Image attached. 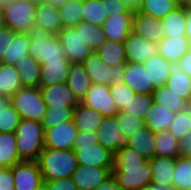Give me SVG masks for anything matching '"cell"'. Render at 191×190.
Returning a JSON list of instances; mask_svg holds the SVG:
<instances>
[{"instance_id":"1","label":"cell","mask_w":191,"mask_h":190,"mask_svg":"<svg viewBox=\"0 0 191 190\" xmlns=\"http://www.w3.org/2000/svg\"><path fill=\"white\" fill-rule=\"evenodd\" d=\"M112 175L121 190H141L151 184L150 161L130 146L120 148L114 154Z\"/></svg>"},{"instance_id":"2","label":"cell","mask_w":191,"mask_h":190,"mask_svg":"<svg viewBox=\"0 0 191 190\" xmlns=\"http://www.w3.org/2000/svg\"><path fill=\"white\" fill-rule=\"evenodd\" d=\"M36 162L43 181L71 177L79 165L73 149L44 148Z\"/></svg>"},{"instance_id":"3","label":"cell","mask_w":191,"mask_h":190,"mask_svg":"<svg viewBox=\"0 0 191 190\" xmlns=\"http://www.w3.org/2000/svg\"><path fill=\"white\" fill-rule=\"evenodd\" d=\"M14 133L20 159L36 161L44 149L45 128L41 122L21 119Z\"/></svg>"},{"instance_id":"4","label":"cell","mask_w":191,"mask_h":190,"mask_svg":"<svg viewBox=\"0 0 191 190\" xmlns=\"http://www.w3.org/2000/svg\"><path fill=\"white\" fill-rule=\"evenodd\" d=\"M10 100L21 119L42 121L47 106L40 87H22L10 97Z\"/></svg>"},{"instance_id":"5","label":"cell","mask_w":191,"mask_h":190,"mask_svg":"<svg viewBox=\"0 0 191 190\" xmlns=\"http://www.w3.org/2000/svg\"><path fill=\"white\" fill-rule=\"evenodd\" d=\"M29 55L34 57L41 66L45 63H70L58 36L50 34L31 33Z\"/></svg>"},{"instance_id":"6","label":"cell","mask_w":191,"mask_h":190,"mask_svg":"<svg viewBox=\"0 0 191 190\" xmlns=\"http://www.w3.org/2000/svg\"><path fill=\"white\" fill-rule=\"evenodd\" d=\"M36 3L15 0L3 9L6 26L17 33H33Z\"/></svg>"},{"instance_id":"7","label":"cell","mask_w":191,"mask_h":190,"mask_svg":"<svg viewBox=\"0 0 191 190\" xmlns=\"http://www.w3.org/2000/svg\"><path fill=\"white\" fill-rule=\"evenodd\" d=\"M82 64L91 83L110 86L123 80L125 64L108 66L96 52H92Z\"/></svg>"},{"instance_id":"8","label":"cell","mask_w":191,"mask_h":190,"mask_svg":"<svg viewBox=\"0 0 191 190\" xmlns=\"http://www.w3.org/2000/svg\"><path fill=\"white\" fill-rule=\"evenodd\" d=\"M95 133L98 143L114 154L120 148L126 147L129 144V137L123 135L116 116L103 117L102 123Z\"/></svg>"},{"instance_id":"9","label":"cell","mask_w":191,"mask_h":190,"mask_svg":"<svg viewBox=\"0 0 191 190\" xmlns=\"http://www.w3.org/2000/svg\"><path fill=\"white\" fill-rule=\"evenodd\" d=\"M57 36L70 63H82L93 52L75 27L63 28Z\"/></svg>"},{"instance_id":"10","label":"cell","mask_w":191,"mask_h":190,"mask_svg":"<svg viewBox=\"0 0 191 190\" xmlns=\"http://www.w3.org/2000/svg\"><path fill=\"white\" fill-rule=\"evenodd\" d=\"M81 103L99 112L102 116H115L119 110L112 99L109 85L92 83Z\"/></svg>"},{"instance_id":"11","label":"cell","mask_w":191,"mask_h":190,"mask_svg":"<svg viewBox=\"0 0 191 190\" xmlns=\"http://www.w3.org/2000/svg\"><path fill=\"white\" fill-rule=\"evenodd\" d=\"M14 190H38L44 186V181L36 161L16 163L13 166Z\"/></svg>"},{"instance_id":"12","label":"cell","mask_w":191,"mask_h":190,"mask_svg":"<svg viewBox=\"0 0 191 190\" xmlns=\"http://www.w3.org/2000/svg\"><path fill=\"white\" fill-rule=\"evenodd\" d=\"M78 129L73 120L61 123L52 128H45L44 148L73 149Z\"/></svg>"},{"instance_id":"13","label":"cell","mask_w":191,"mask_h":190,"mask_svg":"<svg viewBox=\"0 0 191 190\" xmlns=\"http://www.w3.org/2000/svg\"><path fill=\"white\" fill-rule=\"evenodd\" d=\"M79 165L91 167H114V153L100 143L92 146H73Z\"/></svg>"},{"instance_id":"14","label":"cell","mask_w":191,"mask_h":190,"mask_svg":"<svg viewBox=\"0 0 191 190\" xmlns=\"http://www.w3.org/2000/svg\"><path fill=\"white\" fill-rule=\"evenodd\" d=\"M63 29L59 10L46 2H37L35 6L34 32L57 36Z\"/></svg>"},{"instance_id":"15","label":"cell","mask_w":191,"mask_h":190,"mask_svg":"<svg viewBox=\"0 0 191 190\" xmlns=\"http://www.w3.org/2000/svg\"><path fill=\"white\" fill-rule=\"evenodd\" d=\"M134 13L129 9L126 13L110 14L102 25L106 40L123 43L132 31Z\"/></svg>"},{"instance_id":"16","label":"cell","mask_w":191,"mask_h":190,"mask_svg":"<svg viewBox=\"0 0 191 190\" xmlns=\"http://www.w3.org/2000/svg\"><path fill=\"white\" fill-rule=\"evenodd\" d=\"M112 169L78 165L71 178L78 190H94L112 175Z\"/></svg>"},{"instance_id":"17","label":"cell","mask_w":191,"mask_h":190,"mask_svg":"<svg viewBox=\"0 0 191 190\" xmlns=\"http://www.w3.org/2000/svg\"><path fill=\"white\" fill-rule=\"evenodd\" d=\"M136 94L151 95L155 90L147 70L141 63L127 62L123 80Z\"/></svg>"},{"instance_id":"18","label":"cell","mask_w":191,"mask_h":190,"mask_svg":"<svg viewBox=\"0 0 191 190\" xmlns=\"http://www.w3.org/2000/svg\"><path fill=\"white\" fill-rule=\"evenodd\" d=\"M124 48L127 62L143 63L150 56L158 53V45L149 42L147 38L130 32L125 39Z\"/></svg>"},{"instance_id":"19","label":"cell","mask_w":191,"mask_h":190,"mask_svg":"<svg viewBox=\"0 0 191 190\" xmlns=\"http://www.w3.org/2000/svg\"><path fill=\"white\" fill-rule=\"evenodd\" d=\"M164 28L160 23V19L143 14L138 10L133 16L132 32L147 38L149 42L158 44L165 38Z\"/></svg>"},{"instance_id":"20","label":"cell","mask_w":191,"mask_h":190,"mask_svg":"<svg viewBox=\"0 0 191 190\" xmlns=\"http://www.w3.org/2000/svg\"><path fill=\"white\" fill-rule=\"evenodd\" d=\"M40 89L47 107H76L79 103L66 82L40 87Z\"/></svg>"},{"instance_id":"21","label":"cell","mask_w":191,"mask_h":190,"mask_svg":"<svg viewBox=\"0 0 191 190\" xmlns=\"http://www.w3.org/2000/svg\"><path fill=\"white\" fill-rule=\"evenodd\" d=\"M149 161L152 170L151 184L172 187L176 158L155 155Z\"/></svg>"},{"instance_id":"22","label":"cell","mask_w":191,"mask_h":190,"mask_svg":"<svg viewBox=\"0 0 191 190\" xmlns=\"http://www.w3.org/2000/svg\"><path fill=\"white\" fill-rule=\"evenodd\" d=\"M158 53L169 63L177 62L191 48L186 36L165 37L158 44Z\"/></svg>"},{"instance_id":"23","label":"cell","mask_w":191,"mask_h":190,"mask_svg":"<svg viewBox=\"0 0 191 190\" xmlns=\"http://www.w3.org/2000/svg\"><path fill=\"white\" fill-rule=\"evenodd\" d=\"M170 76L166 86L188 102L191 100V77L180 67L179 61L169 65Z\"/></svg>"},{"instance_id":"24","label":"cell","mask_w":191,"mask_h":190,"mask_svg":"<svg viewBox=\"0 0 191 190\" xmlns=\"http://www.w3.org/2000/svg\"><path fill=\"white\" fill-rule=\"evenodd\" d=\"M66 84L76 99L81 102L92 84L82 63H71Z\"/></svg>"},{"instance_id":"25","label":"cell","mask_w":191,"mask_h":190,"mask_svg":"<svg viewBox=\"0 0 191 190\" xmlns=\"http://www.w3.org/2000/svg\"><path fill=\"white\" fill-rule=\"evenodd\" d=\"M103 117L99 112L79 102L73 111V122L78 131L96 132Z\"/></svg>"},{"instance_id":"26","label":"cell","mask_w":191,"mask_h":190,"mask_svg":"<svg viewBox=\"0 0 191 190\" xmlns=\"http://www.w3.org/2000/svg\"><path fill=\"white\" fill-rule=\"evenodd\" d=\"M175 114L162 104L154 102L148 110V116L145 118V126L154 133L168 130L174 120Z\"/></svg>"},{"instance_id":"27","label":"cell","mask_w":191,"mask_h":190,"mask_svg":"<svg viewBox=\"0 0 191 190\" xmlns=\"http://www.w3.org/2000/svg\"><path fill=\"white\" fill-rule=\"evenodd\" d=\"M142 65L149 73L150 81H152L155 88L166 85L170 76V63L159 53L150 56Z\"/></svg>"},{"instance_id":"28","label":"cell","mask_w":191,"mask_h":190,"mask_svg":"<svg viewBox=\"0 0 191 190\" xmlns=\"http://www.w3.org/2000/svg\"><path fill=\"white\" fill-rule=\"evenodd\" d=\"M128 146L149 160L155 156V133L144 126L129 136Z\"/></svg>"},{"instance_id":"29","label":"cell","mask_w":191,"mask_h":190,"mask_svg":"<svg viewBox=\"0 0 191 190\" xmlns=\"http://www.w3.org/2000/svg\"><path fill=\"white\" fill-rule=\"evenodd\" d=\"M71 63H45L40 69L39 87L64 83L67 80Z\"/></svg>"},{"instance_id":"30","label":"cell","mask_w":191,"mask_h":190,"mask_svg":"<svg viewBox=\"0 0 191 190\" xmlns=\"http://www.w3.org/2000/svg\"><path fill=\"white\" fill-rule=\"evenodd\" d=\"M165 37L186 36V9L178 6L160 20Z\"/></svg>"},{"instance_id":"31","label":"cell","mask_w":191,"mask_h":190,"mask_svg":"<svg viewBox=\"0 0 191 190\" xmlns=\"http://www.w3.org/2000/svg\"><path fill=\"white\" fill-rule=\"evenodd\" d=\"M14 66L19 71L23 87H39L41 65L34 57L27 55Z\"/></svg>"},{"instance_id":"32","label":"cell","mask_w":191,"mask_h":190,"mask_svg":"<svg viewBox=\"0 0 191 190\" xmlns=\"http://www.w3.org/2000/svg\"><path fill=\"white\" fill-rule=\"evenodd\" d=\"M31 33H15L13 41L9 42L7 56H4L0 62L7 65H16L18 60L29 55Z\"/></svg>"},{"instance_id":"33","label":"cell","mask_w":191,"mask_h":190,"mask_svg":"<svg viewBox=\"0 0 191 190\" xmlns=\"http://www.w3.org/2000/svg\"><path fill=\"white\" fill-rule=\"evenodd\" d=\"M21 161L16 147L15 133L0 132V168H11Z\"/></svg>"},{"instance_id":"34","label":"cell","mask_w":191,"mask_h":190,"mask_svg":"<svg viewBox=\"0 0 191 190\" xmlns=\"http://www.w3.org/2000/svg\"><path fill=\"white\" fill-rule=\"evenodd\" d=\"M22 87L19 71L15 66L0 62V96L11 97Z\"/></svg>"},{"instance_id":"35","label":"cell","mask_w":191,"mask_h":190,"mask_svg":"<svg viewBox=\"0 0 191 190\" xmlns=\"http://www.w3.org/2000/svg\"><path fill=\"white\" fill-rule=\"evenodd\" d=\"M108 66L127 63L124 43L106 40L96 51Z\"/></svg>"},{"instance_id":"36","label":"cell","mask_w":191,"mask_h":190,"mask_svg":"<svg viewBox=\"0 0 191 190\" xmlns=\"http://www.w3.org/2000/svg\"><path fill=\"white\" fill-rule=\"evenodd\" d=\"M152 95L155 103L164 105L174 113L187 110L188 101L172 92L166 85L155 88Z\"/></svg>"},{"instance_id":"37","label":"cell","mask_w":191,"mask_h":190,"mask_svg":"<svg viewBox=\"0 0 191 190\" xmlns=\"http://www.w3.org/2000/svg\"><path fill=\"white\" fill-rule=\"evenodd\" d=\"M74 27L77 33H80L83 42L86 43L93 52H96L106 41L102 27H98L85 21H81Z\"/></svg>"},{"instance_id":"38","label":"cell","mask_w":191,"mask_h":190,"mask_svg":"<svg viewBox=\"0 0 191 190\" xmlns=\"http://www.w3.org/2000/svg\"><path fill=\"white\" fill-rule=\"evenodd\" d=\"M108 16L107 8L102 0H83L82 21L102 27Z\"/></svg>"},{"instance_id":"39","label":"cell","mask_w":191,"mask_h":190,"mask_svg":"<svg viewBox=\"0 0 191 190\" xmlns=\"http://www.w3.org/2000/svg\"><path fill=\"white\" fill-rule=\"evenodd\" d=\"M172 187L175 190H191V158L177 157Z\"/></svg>"},{"instance_id":"40","label":"cell","mask_w":191,"mask_h":190,"mask_svg":"<svg viewBox=\"0 0 191 190\" xmlns=\"http://www.w3.org/2000/svg\"><path fill=\"white\" fill-rule=\"evenodd\" d=\"M178 143L179 140L169 130L155 133V155L169 158L179 157Z\"/></svg>"},{"instance_id":"41","label":"cell","mask_w":191,"mask_h":190,"mask_svg":"<svg viewBox=\"0 0 191 190\" xmlns=\"http://www.w3.org/2000/svg\"><path fill=\"white\" fill-rule=\"evenodd\" d=\"M153 95L136 94L121 110L124 113L143 119L148 116V110L153 106Z\"/></svg>"},{"instance_id":"42","label":"cell","mask_w":191,"mask_h":190,"mask_svg":"<svg viewBox=\"0 0 191 190\" xmlns=\"http://www.w3.org/2000/svg\"><path fill=\"white\" fill-rule=\"evenodd\" d=\"M83 0H68L59 7L63 28L74 27L82 21Z\"/></svg>"},{"instance_id":"43","label":"cell","mask_w":191,"mask_h":190,"mask_svg":"<svg viewBox=\"0 0 191 190\" xmlns=\"http://www.w3.org/2000/svg\"><path fill=\"white\" fill-rule=\"evenodd\" d=\"M176 7L178 6L173 0H144L138 11L161 20Z\"/></svg>"},{"instance_id":"44","label":"cell","mask_w":191,"mask_h":190,"mask_svg":"<svg viewBox=\"0 0 191 190\" xmlns=\"http://www.w3.org/2000/svg\"><path fill=\"white\" fill-rule=\"evenodd\" d=\"M74 109L75 107H47L41 124L44 128H52L61 123L71 121Z\"/></svg>"},{"instance_id":"45","label":"cell","mask_w":191,"mask_h":190,"mask_svg":"<svg viewBox=\"0 0 191 190\" xmlns=\"http://www.w3.org/2000/svg\"><path fill=\"white\" fill-rule=\"evenodd\" d=\"M168 130L177 140H182L191 130V113L188 110L176 113Z\"/></svg>"},{"instance_id":"46","label":"cell","mask_w":191,"mask_h":190,"mask_svg":"<svg viewBox=\"0 0 191 190\" xmlns=\"http://www.w3.org/2000/svg\"><path fill=\"white\" fill-rule=\"evenodd\" d=\"M112 99L117 108L121 111L126 104L136 95V93L124 82L111 84L109 86Z\"/></svg>"},{"instance_id":"47","label":"cell","mask_w":191,"mask_h":190,"mask_svg":"<svg viewBox=\"0 0 191 190\" xmlns=\"http://www.w3.org/2000/svg\"><path fill=\"white\" fill-rule=\"evenodd\" d=\"M115 116L117 117V123L123 135L128 137L145 126V121L143 119L136 118L122 111H119Z\"/></svg>"},{"instance_id":"48","label":"cell","mask_w":191,"mask_h":190,"mask_svg":"<svg viewBox=\"0 0 191 190\" xmlns=\"http://www.w3.org/2000/svg\"><path fill=\"white\" fill-rule=\"evenodd\" d=\"M20 121V114L10 103L5 109H3L2 115L0 116V132L14 133Z\"/></svg>"},{"instance_id":"49","label":"cell","mask_w":191,"mask_h":190,"mask_svg":"<svg viewBox=\"0 0 191 190\" xmlns=\"http://www.w3.org/2000/svg\"><path fill=\"white\" fill-rule=\"evenodd\" d=\"M46 190H78L71 177L44 181Z\"/></svg>"},{"instance_id":"50","label":"cell","mask_w":191,"mask_h":190,"mask_svg":"<svg viewBox=\"0 0 191 190\" xmlns=\"http://www.w3.org/2000/svg\"><path fill=\"white\" fill-rule=\"evenodd\" d=\"M15 33L9 27H5L0 31V60L7 56V48L9 47V42L11 43L14 39Z\"/></svg>"},{"instance_id":"51","label":"cell","mask_w":191,"mask_h":190,"mask_svg":"<svg viewBox=\"0 0 191 190\" xmlns=\"http://www.w3.org/2000/svg\"><path fill=\"white\" fill-rule=\"evenodd\" d=\"M98 143L96 133L89 131H78L73 146H92Z\"/></svg>"},{"instance_id":"52","label":"cell","mask_w":191,"mask_h":190,"mask_svg":"<svg viewBox=\"0 0 191 190\" xmlns=\"http://www.w3.org/2000/svg\"><path fill=\"white\" fill-rule=\"evenodd\" d=\"M0 190H14L13 167L0 168Z\"/></svg>"},{"instance_id":"53","label":"cell","mask_w":191,"mask_h":190,"mask_svg":"<svg viewBox=\"0 0 191 190\" xmlns=\"http://www.w3.org/2000/svg\"><path fill=\"white\" fill-rule=\"evenodd\" d=\"M102 3L107 8L108 15L126 13L129 10V8L120 0H102Z\"/></svg>"},{"instance_id":"54","label":"cell","mask_w":191,"mask_h":190,"mask_svg":"<svg viewBox=\"0 0 191 190\" xmlns=\"http://www.w3.org/2000/svg\"><path fill=\"white\" fill-rule=\"evenodd\" d=\"M179 157H190L191 158V130L179 140L178 143Z\"/></svg>"},{"instance_id":"55","label":"cell","mask_w":191,"mask_h":190,"mask_svg":"<svg viewBox=\"0 0 191 190\" xmlns=\"http://www.w3.org/2000/svg\"><path fill=\"white\" fill-rule=\"evenodd\" d=\"M94 190H121L117 180L113 175L108 177L103 183L97 186Z\"/></svg>"},{"instance_id":"56","label":"cell","mask_w":191,"mask_h":190,"mask_svg":"<svg viewBox=\"0 0 191 190\" xmlns=\"http://www.w3.org/2000/svg\"><path fill=\"white\" fill-rule=\"evenodd\" d=\"M182 71L191 77V48L179 60Z\"/></svg>"},{"instance_id":"57","label":"cell","mask_w":191,"mask_h":190,"mask_svg":"<svg viewBox=\"0 0 191 190\" xmlns=\"http://www.w3.org/2000/svg\"><path fill=\"white\" fill-rule=\"evenodd\" d=\"M123 2L129 9L137 11L143 5L144 0H120Z\"/></svg>"},{"instance_id":"58","label":"cell","mask_w":191,"mask_h":190,"mask_svg":"<svg viewBox=\"0 0 191 190\" xmlns=\"http://www.w3.org/2000/svg\"><path fill=\"white\" fill-rule=\"evenodd\" d=\"M186 37L189 39L191 44V10L186 9Z\"/></svg>"},{"instance_id":"59","label":"cell","mask_w":191,"mask_h":190,"mask_svg":"<svg viewBox=\"0 0 191 190\" xmlns=\"http://www.w3.org/2000/svg\"><path fill=\"white\" fill-rule=\"evenodd\" d=\"M141 190H175L173 187H164L155 184H149L143 187Z\"/></svg>"},{"instance_id":"60","label":"cell","mask_w":191,"mask_h":190,"mask_svg":"<svg viewBox=\"0 0 191 190\" xmlns=\"http://www.w3.org/2000/svg\"><path fill=\"white\" fill-rule=\"evenodd\" d=\"M11 103L10 97L0 96V116L2 115L3 109H5Z\"/></svg>"},{"instance_id":"61","label":"cell","mask_w":191,"mask_h":190,"mask_svg":"<svg viewBox=\"0 0 191 190\" xmlns=\"http://www.w3.org/2000/svg\"><path fill=\"white\" fill-rule=\"evenodd\" d=\"M44 2L50 4L53 8L59 9L63 6L68 0H44Z\"/></svg>"},{"instance_id":"62","label":"cell","mask_w":191,"mask_h":190,"mask_svg":"<svg viewBox=\"0 0 191 190\" xmlns=\"http://www.w3.org/2000/svg\"><path fill=\"white\" fill-rule=\"evenodd\" d=\"M7 27L6 26V22H5V16H4V12L2 9H0V31Z\"/></svg>"},{"instance_id":"63","label":"cell","mask_w":191,"mask_h":190,"mask_svg":"<svg viewBox=\"0 0 191 190\" xmlns=\"http://www.w3.org/2000/svg\"><path fill=\"white\" fill-rule=\"evenodd\" d=\"M15 0H0V9H4L5 7L12 4Z\"/></svg>"},{"instance_id":"64","label":"cell","mask_w":191,"mask_h":190,"mask_svg":"<svg viewBox=\"0 0 191 190\" xmlns=\"http://www.w3.org/2000/svg\"><path fill=\"white\" fill-rule=\"evenodd\" d=\"M183 7L191 10V0H185Z\"/></svg>"},{"instance_id":"65","label":"cell","mask_w":191,"mask_h":190,"mask_svg":"<svg viewBox=\"0 0 191 190\" xmlns=\"http://www.w3.org/2000/svg\"><path fill=\"white\" fill-rule=\"evenodd\" d=\"M173 1L177 4V6H183L185 3V0H173Z\"/></svg>"},{"instance_id":"66","label":"cell","mask_w":191,"mask_h":190,"mask_svg":"<svg viewBox=\"0 0 191 190\" xmlns=\"http://www.w3.org/2000/svg\"><path fill=\"white\" fill-rule=\"evenodd\" d=\"M21 1H29L33 3H37V2H43L44 0H21Z\"/></svg>"},{"instance_id":"67","label":"cell","mask_w":191,"mask_h":190,"mask_svg":"<svg viewBox=\"0 0 191 190\" xmlns=\"http://www.w3.org/2000/svg\"><path fill=\"white\" fill-rule=\"evenodd\" d=\"M187 110L191 113V100L188 102Z\"/></svg>"},{"instance_id":"68","label":"cell","mask_w":191,"mask_h":190,"mask_svg":"<svg viewBox=\"0 0 191 190\" xmlns=\"http://www.w3.org/2000/svg\"><path fill=\"white\" fill-rule=\"evenodd\" d=\"M38 190H46V188L43 186V187H41V188L38 189Z\"/></svg>"}]
</instances>
